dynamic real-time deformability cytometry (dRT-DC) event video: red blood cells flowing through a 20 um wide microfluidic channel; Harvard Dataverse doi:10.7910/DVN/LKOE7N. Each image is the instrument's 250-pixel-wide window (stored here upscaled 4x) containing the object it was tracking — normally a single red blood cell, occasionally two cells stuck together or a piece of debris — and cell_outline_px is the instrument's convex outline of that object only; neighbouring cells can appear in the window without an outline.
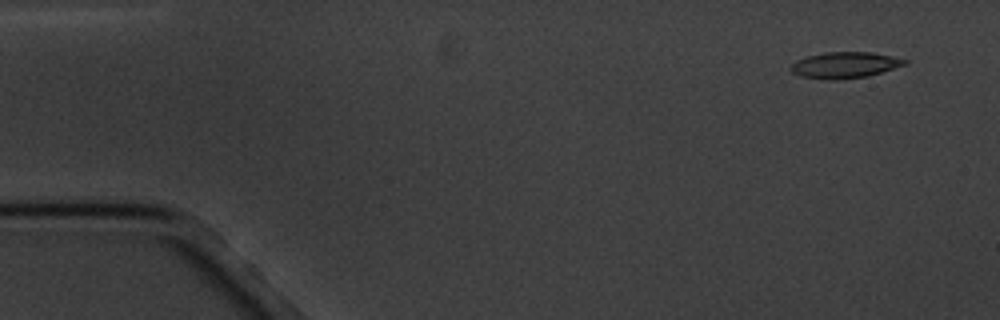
{"species": "common noctule bat (a hibernating species)", "species_latin": "Nyctalus noctula", "temperature_condition": "cold", "stored_images_in_passage": 5, "camera_frame_rate_fps": 3000, "um_per_image_px": 0.085, "animal": {"sex": "male", "body_mass_g": 20.1, "forearm_length_mm": 53.5}, "frame": {"image": 1, "passage_image": 1, "time_ms": 0.0, "image_size_px": [1000, 320], "cell_outline_px": [[908, 64], [868, 76], [836, 80], [832, 80], [800, 76], [792, 72], [792, 64], [796, 60], [808, 56], [824, 52], [872, 52], [892, 56], [908, 60]], "centroid_in_image_um": [71.84, 5.52], "position_along_channel_um": 13.2, "area_um2": 17.28}}
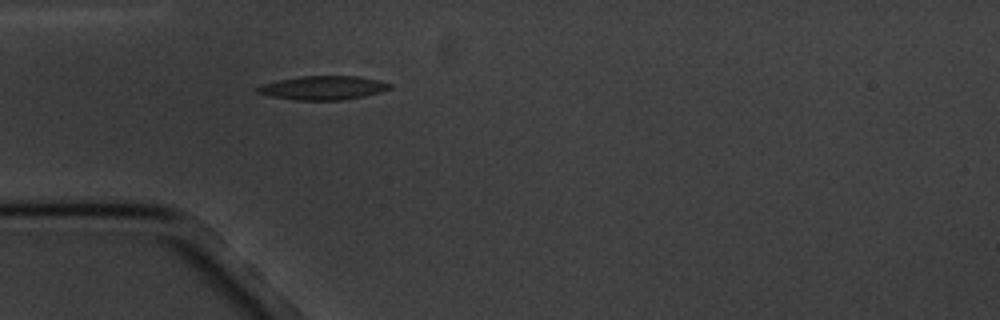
{"frame": {"image": 2, "passage_image": 5, "time_ms": 4.333, "image_size_px": [1000, 320], "cell_outline_px": [[392, 88], [380, 92], [364, 96], [344, 100], [296, 100], [272, 96], [256, 92], [256, 88], [260, 84], [300, 76], [356, 76], [380, 80], [392, 84]], "centroid_in_image_um": [27.49, 7.46], "position_along_channel_um": 57.5, "area_um2": 18.38}}